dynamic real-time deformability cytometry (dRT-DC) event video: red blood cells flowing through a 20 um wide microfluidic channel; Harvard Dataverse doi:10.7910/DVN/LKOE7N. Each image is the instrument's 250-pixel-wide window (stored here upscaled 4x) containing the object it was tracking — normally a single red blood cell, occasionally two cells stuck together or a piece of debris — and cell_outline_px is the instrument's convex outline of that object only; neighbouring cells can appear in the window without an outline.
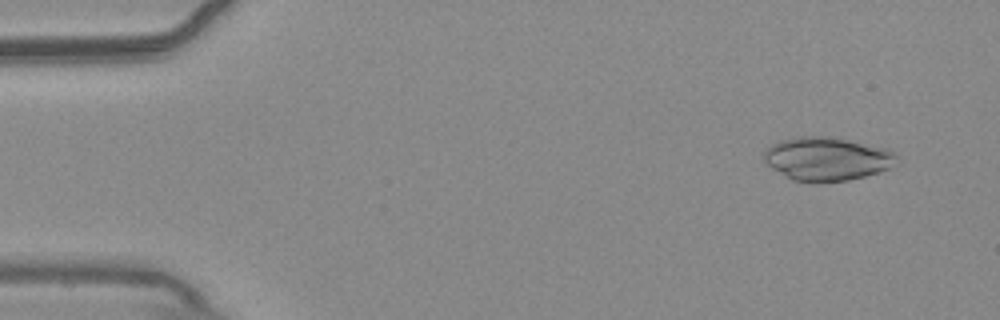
{"species": "common noctule bat (a hibernating species)", "species_latin": "Nyctalus noctula", "temperature_condition": "warm", "stored_images_in_passage": 53, "camera_frame_rate_fps": 3000, "um_per_image_px": 0.085, "animal": {"sex": "male", "body_mass_g": 20.4}, "frame": {"image": 1, "passage_image": 4, "time_ms": 1.0, "image_size_px": [1000, 320], "cell_outline_px": [[900, 156], [888, 168], [864, 176], [848, 180], [820, 184], [816, 184], [792, 180], [772, 168], [764, 160], [764, 152], [772, 144], [780, 140], [796, 136], [824, 136], [848, 140], [888, 148]], "centroid_in_image_um": [70.27, 13.51], "position_along_channel_um": 14.7, "area_um2": 33.81}}
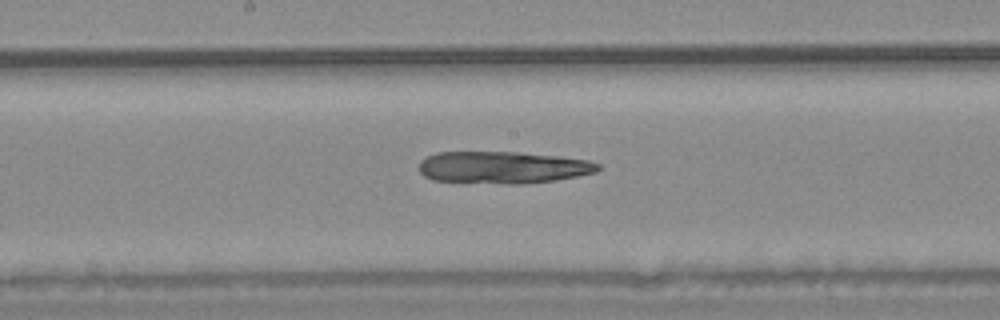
{"frame": {"image": 2, "passage_image": 28, "time_ms": 9.0, "image_size_px": [1000, 320], "cell_outline_px": [[600, 168], [596, 172], [556, 180], [524, 184], [508, 184], [432, 180], [424, 176], [420, 172], [420, 160], [436, 152], [520, 152], [560, 156], [588, 160], [600, 164]], "centroid_in_image_um": [42.75, 14.23], "position_along_channel_um": 205.4, "area_um2": 33.58}}
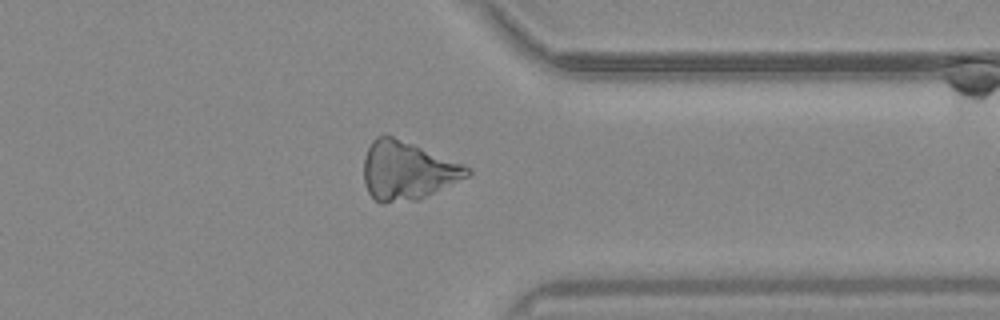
{"frame": {"image": 3, "passage_image": 42, "time_ms": 13.667, "image_size_px": [1000, 320], "cell_outline_px": [[472, 172], [468, 176], [420, 200], [384, 204], [380, 204], [368, 192], [364, 184], [364, 156], [372, 140], [376, 136], [392, 136], [472, 168]], "centroid_in_image_um": [34.6, 14.55], "position_along_channel_um": 376.8, "area_um2": 35.14}}